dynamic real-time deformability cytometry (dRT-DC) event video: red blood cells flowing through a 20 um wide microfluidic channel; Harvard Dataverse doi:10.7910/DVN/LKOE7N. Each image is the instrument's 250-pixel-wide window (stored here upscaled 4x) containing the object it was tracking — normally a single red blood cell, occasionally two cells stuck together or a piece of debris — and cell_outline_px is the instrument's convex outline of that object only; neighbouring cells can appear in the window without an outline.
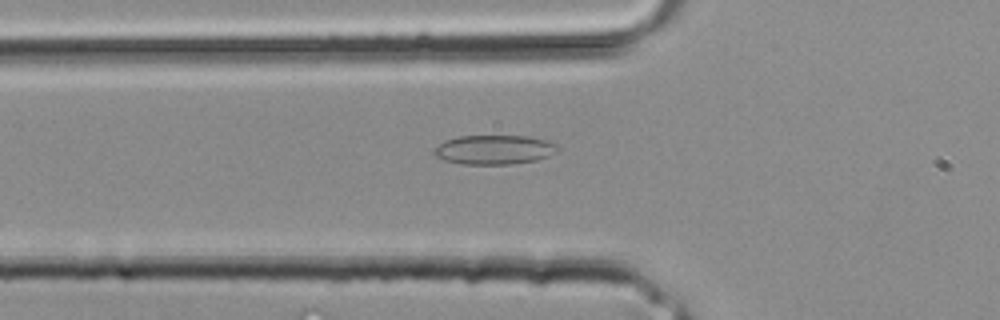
{"species": "common noctule bat (a hibernating species)", "species_latin": "Nyctalus noctula", "temperature_condition": "room temperature", "stored_images_in_passage": 22, "camera_frame_rate_fps": 3000, "um_per_image_px": 0.085, "animal": {"sex": "male", "body_mass_g": 20.4}, "frame": {"image": 1, "passage_image": 2, "time_ms": 0.333, "image_size_px": [1000, 320], "cell_outline_px": [[560, 148], [548, 156], [536, 160], [512, 164], [460, 164], [444, 160], [436, 156], [432, 152], [444, 140], [456, 136], [528, 136], [544, 140], [556, 144]], "centroid_in_image_um": [41.98, 12.72], "position_along_channel_um": 83.8, "area_um2": 21.04}}
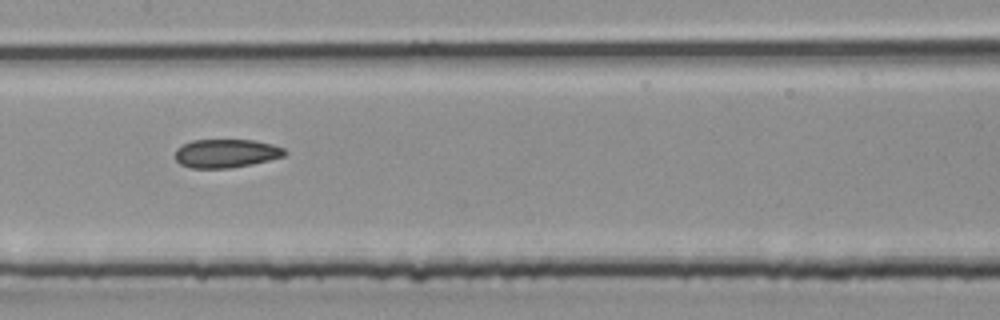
{"frame": {"image": 2, "passage_image": 7, "time_ms": 2.0, "image_size_px": [1000, 320], "cell_outline_px": [[288, 152], [284, 156], [252, 164], [232, 168], [192, 168], [180, 164], [176, 160], [176, 148], [192, 140], [256, 140], [272, 144], [284, 148]], "centroid_in_image_um": [19.24, 13.03], "position_along_channel_um": 188.2, "area_um2": 18.26}}
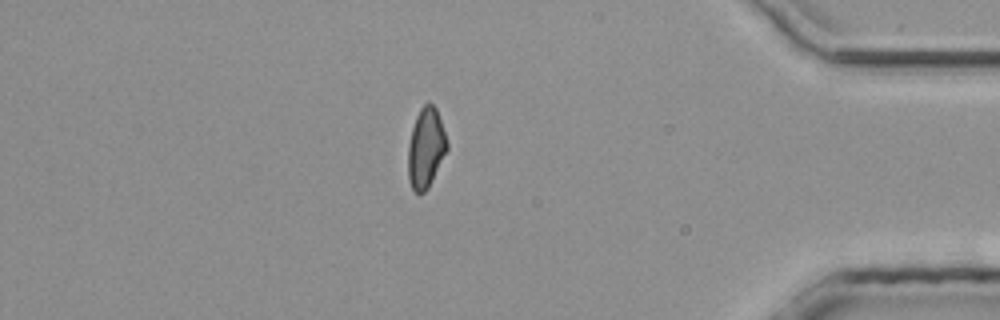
{"frame": {"image": 3, "passage_image": 19, "time_ms": 6.0, "image_size_px": [1000, 320], "cell_outline_px": [[448, 148], [428, 188], [424, 192], [416, 192], [412, 188], [408, 180], [408, 144], [412, 128], [416, 116], [420, 108], [428, 100], [436, 108], [448, 144]], "centroid_in_image_um": [36.18, 12.56], "position_along_channel_um": 399.0, "area_um2": 18.03}}